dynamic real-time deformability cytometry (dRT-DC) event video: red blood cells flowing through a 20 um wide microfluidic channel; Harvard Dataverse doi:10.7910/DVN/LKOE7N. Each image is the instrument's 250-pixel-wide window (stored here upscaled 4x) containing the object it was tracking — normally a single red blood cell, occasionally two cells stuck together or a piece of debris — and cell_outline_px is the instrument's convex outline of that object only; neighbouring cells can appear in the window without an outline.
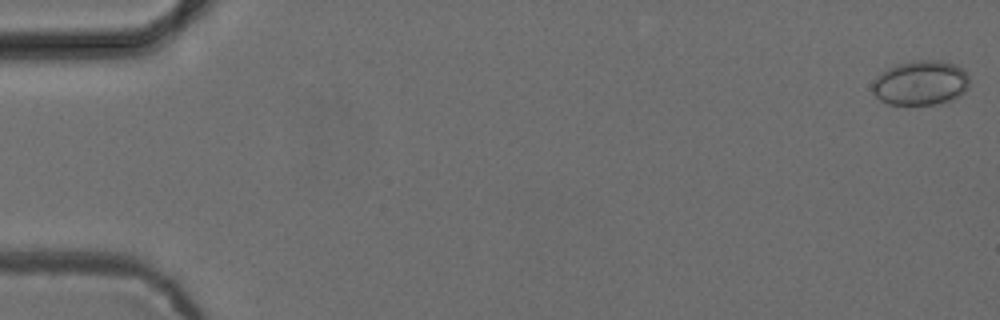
{"species": "common noctule bat (a hibernating species)", "species_latin": "Nyctalus noctula", "temperature_condition": "cold", "stored_images_in_passage": 11, "camera_frame_rate_fps": 3000, "um_per_image_px": 0.085, "animal": {"sex": "female", "body_mass_g": 24.6, "forearm_length_mm": 56.2}, "frame": {"image": 1, "passage_image": 1, "time_ms": 0.0, "image_size_px": [1000, 320], "cell_outline_px": [[968, 88], [960, 96], [952, 100], [940, 104], [888, 104], [880, 100], [872, 92], [872, 84], [876, 76], [880, 72], [896, 64], [912, 60], [940, 60], [956, 64], [968, 76]], "centroid_in_image_um": [78.24, 7.04], "position_along_channel_um": 6.8, "area_um2": 25.49}}